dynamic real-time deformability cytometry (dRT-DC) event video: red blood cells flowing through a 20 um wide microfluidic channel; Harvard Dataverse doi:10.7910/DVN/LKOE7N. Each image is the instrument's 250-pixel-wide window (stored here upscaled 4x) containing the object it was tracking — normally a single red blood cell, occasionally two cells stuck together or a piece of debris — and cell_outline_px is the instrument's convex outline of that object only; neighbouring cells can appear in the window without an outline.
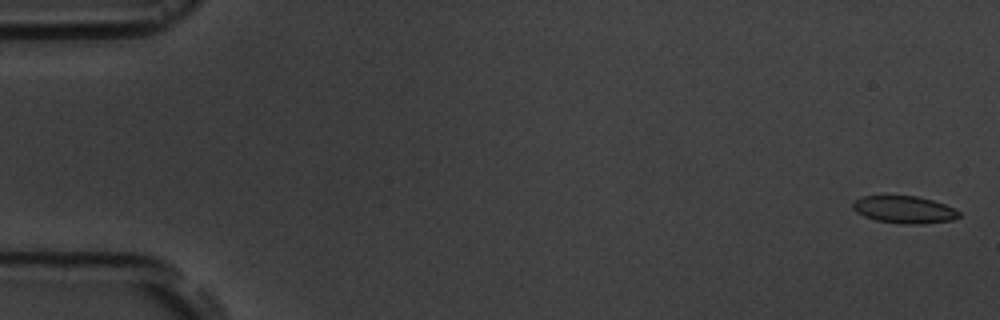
{"species": "common noctule bat (a hibernating species)", "species_latin": "Nyctalus noctula", "temperature_condition": "room temperature", "stored_images_in_passage": 6, "camera_frame_rate_fps": 3000, "um_per_image_px": 0.085, "animal": {"sex": "male", "body_mass_g": 19.5, "forearm_length_mm": 54.6}, "frame": {"image": 1, "passage_image": 1, "time_ms": 0.0, "image_size_px": [1000, 320], "cell_outline_px": [[960, 216], [952, 220], [924, 224], [900, 224], [876, 220], [864, 216], [856, 212], [852, 208], [852, 204], [860, 196], [916, 196], [932, 200], [956, 208], [960, 212]], "centroid_in_image_um": [76.87, 17.82], "position_along_channel_um": 8.1, "area_um2": 16.99}}
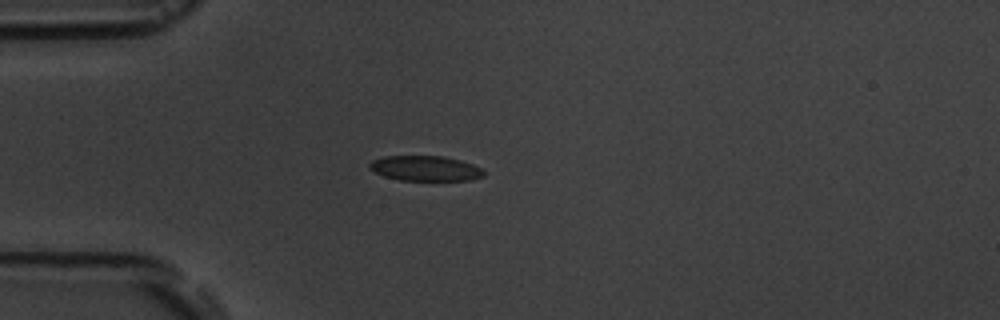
{"frame": {"image": 2, "passage_image": 5, "time_ms": 4.667, "image_size_px": [1000, 320], "cell_outline_px": [[484, 176], [472, 180], [400, 180], [384, 176], [368, 168], [368, 164], [372, 160], [384, 156], [444, 156], [460, 160], [472, 164], [480, 168], [484, 172]], "centroid_in_image_um": [36.14, 14.31], "position_along_channel_um": 48.9, "area_um2": 16.7}}